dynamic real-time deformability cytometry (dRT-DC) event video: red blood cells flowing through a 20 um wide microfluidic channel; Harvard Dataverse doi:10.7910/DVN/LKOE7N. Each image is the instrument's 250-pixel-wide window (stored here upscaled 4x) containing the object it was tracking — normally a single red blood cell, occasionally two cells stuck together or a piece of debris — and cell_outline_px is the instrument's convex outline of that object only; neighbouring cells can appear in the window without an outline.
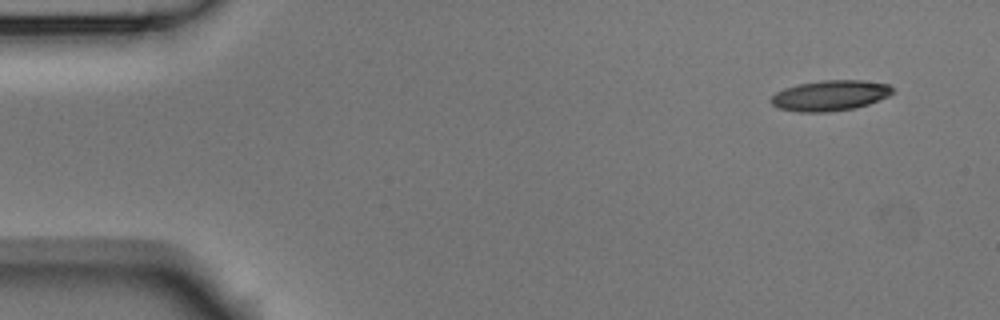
{"species": "Egyptian fruit bat (a non-hibernating species)", "species_latin": "Rousettus aegyptiacus", "temperature_condition": "room temperature", "stored_images_in_passage": 6, "camera_frame_rate_fps": 3000, "um_per_image_px": 0.085, "animal": {"sex": "male"}, "frame": {"image": 1, "passage_image": 1, "time_ms": 0.0, "image_size_px": [1000, 320], "cell_outline_px": [[896, 92], [888, 96], [868, 104], [852, 108], [828, 112], [800, 112], [776, 108], [772, 104], [772, 96], [776, 92], [784, 88], [800, 84], [824, 80], [864, 80], [888, 84]], "centroid_in_image_um": [70.57, 8.12], "position_along_channel_um": 14.4, "area_um2": 21.5}}
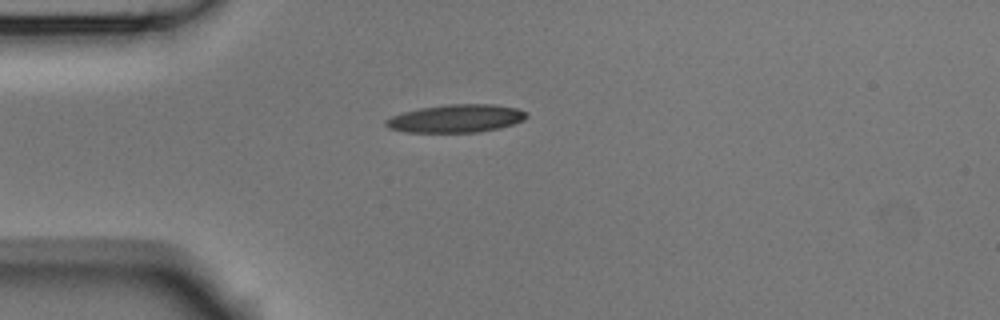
{"frame": {"image": 2, "passage_image": 4, "time_ms": 1.0, "image_size_px": [1000, 320], "cell_outline_px": [[528, 116], [524, 120], [500, 128], [476, 132], [404, 132], [388, 128], [384, 124], [384, 120], [392, 116], [404, 112], [420, 108], [448, 104], [496, 104], [516, 108], [528, 112]], "centroid_in_image_um": [38.77, 10.07], "position_along_channel_um": 46.2, "area_um2": 23.0}}
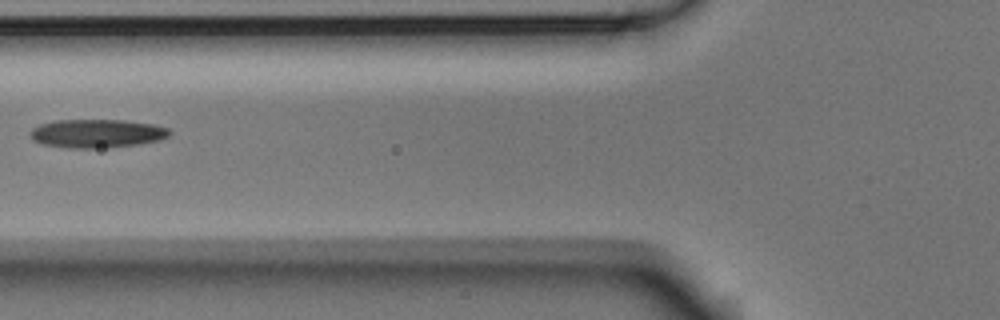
{"frame": {"image": 3, "passage_image": 6, "time_ms": 1.667, "image_size_px": [1000, 320], "cell_outline_px": [[172, 132], [168, 136], [160, 140], [140, 144], [96, 148], [68, 148], [44, 144], [32, 140], [28, 132], [32, 128], [40, 124], [56, 120], [124, 120], [152, 124], [168, 128]], "centroid_in_image_um": [8.22, 11.34], "position_along_channel_um": 117.6, "area_um2": 23.18}}